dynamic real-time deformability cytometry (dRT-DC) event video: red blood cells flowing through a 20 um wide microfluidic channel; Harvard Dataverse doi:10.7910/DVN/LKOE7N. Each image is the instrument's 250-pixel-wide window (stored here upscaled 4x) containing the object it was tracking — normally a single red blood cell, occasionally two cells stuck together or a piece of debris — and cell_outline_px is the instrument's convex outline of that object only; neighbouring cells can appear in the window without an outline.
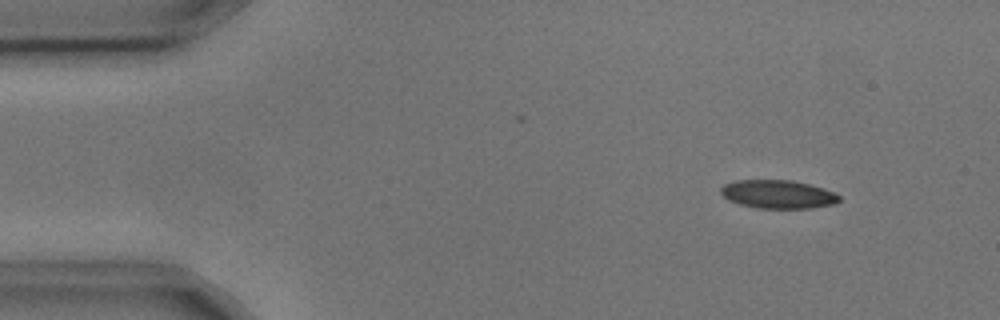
{"species": "common noctule bat (a hibernating species)", "species_latin": "Nyctalus noctula", "temperature_condition": "cold", "stored_images_in_passage": 4, "camera_frame_rate_fps": 3000, "um_per_image_px": 0.085, "animal": {"sex": "male", "body_mass_g": 17.9, "forearm_length_mm": 54.2}, "frame": {"image": 1, "passage_image": 1, "time_ms": 0.0, "image_size_px": [1000, 320], "cell_outline_px": [[840, 200], [836, 204], [812, 208], [756, 208], [740, 204], [728, 200], [720, 192], [720, 188], [724, 184], [736, 180], [792, 180], [824, 188], [840, 196]], "centroid_in_image_um": [66.13, 16.51], "position_along_channel_um": 18.9, "area_um2": 19.65}}
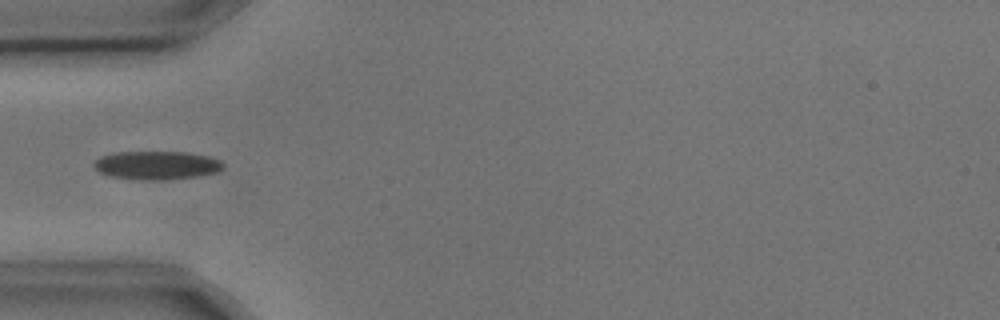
{"frame": {"image": 2, "passage_image": 4, "time_ms": 1.0, "image_size_px": [1000, 320], "cell_outline_px": [[224, 168], [216, 172], [200, 176], [160, 180], [152, 180], [108, 176], [100, 172], [92, 164], [100, 156], [112, 152], [184, 152], [208, 156], [220, 160], [224, 164]], "centroid_in_image_um": [13.32, 14.04], "position_along_channel_um": 71.7, "area_um2": 21.39}}